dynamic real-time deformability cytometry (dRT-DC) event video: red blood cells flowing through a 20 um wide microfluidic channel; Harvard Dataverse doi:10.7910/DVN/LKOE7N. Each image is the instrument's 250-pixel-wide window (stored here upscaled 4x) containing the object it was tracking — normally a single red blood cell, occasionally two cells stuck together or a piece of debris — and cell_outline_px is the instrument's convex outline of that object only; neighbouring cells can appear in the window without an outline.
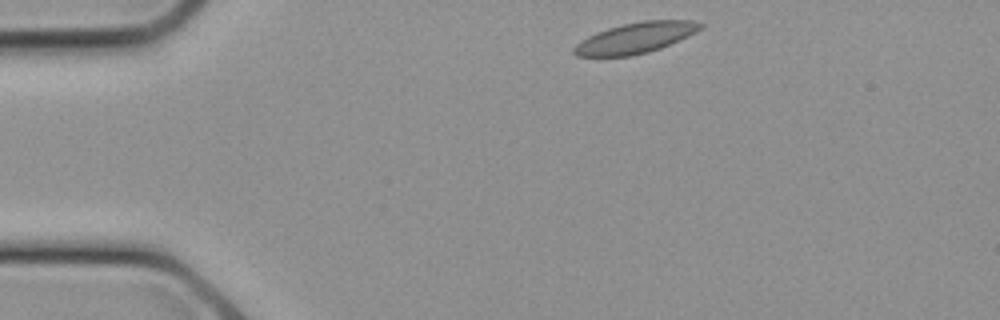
{"species": "common noctule bat (a hibernating species)", "species_latin": "Nyctalus noctula", "temperature_condition": "cold", "stored_images_in_passage": 4, "camera_frame_rate_fps": 3000, "um_per_image_px": 0.085, "animal": {"sex": "female", "body_mass_g": 21.9}, "frame": {"image": 1, "passage_image": 1, "time_ms": 0.0, "image_size_px": [1000, 320], "cell_outline_px": [[704, 24], [696, 32], [680, 40], [660, 48], [648, 52], [632, 56], [576, 56], [572, 52], [572, 48], [580, 40], [596, 32], [608, 28], [624, 24], [644, 20], [692, 20]], "centroid_in_image_um": [54.0, 3.22], "position_along_channel_um": 31.0, "area_um2": 22.6}}